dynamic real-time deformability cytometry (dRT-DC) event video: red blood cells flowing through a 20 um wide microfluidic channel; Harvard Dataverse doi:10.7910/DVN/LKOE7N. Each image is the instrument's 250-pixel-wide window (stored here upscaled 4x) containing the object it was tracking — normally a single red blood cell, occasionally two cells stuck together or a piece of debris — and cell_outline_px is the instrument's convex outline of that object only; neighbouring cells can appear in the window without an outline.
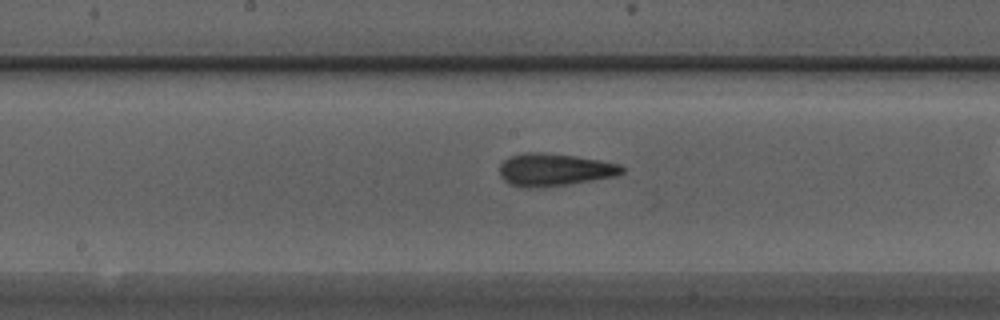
{"species": "Egyptian fruit bat (a non-hibernating species)", "species_latin": "Rousettus aegyptiacus", "temperature_condition": "warm", "stored_images_in_passage": 32, "camera_frame_rate_fps": 3000, "um_per_image_px": 0.085, "animal": {"sex": "male"}, "frame": {"image": 1, "passage_image": 19, "time_ms": 6.0, "image_size_px": [1000, 320], "cell_outline_px": [[624, 172], [616, 176], [568, 184], [528, 188], [508, 184], [500, 176], [500, 164], [508, 156], [524, 152], [544, 152], [576, 156], [600, 160], [620, 164], [624, 168]], "centroid_in_image_um": [47.1, 14.41], "position_along_channel_um": 201.1, "area_um2": 23.29}}
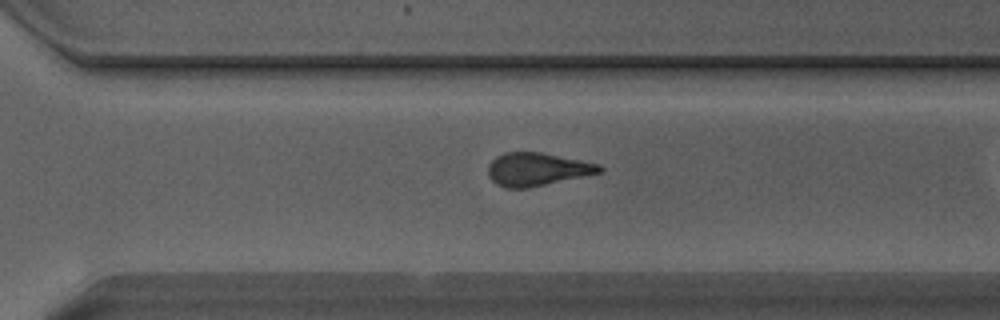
{"frame": {"image": 2, "passage_image": 28, "time_ms": 9.0, "image_size_px": [1000, 320], "cell_outline_px": [[604, 172], [528, 188], [508, 188], [496, 184], [488, 176], [488, 164], [496, 156], [504, 152], [540, 152], [600, 164], [604, 168]], "centroid_in_image_um": [45.66, 14.39], "position_along_channel_um": 324.9, "area_um2": 21.56}}